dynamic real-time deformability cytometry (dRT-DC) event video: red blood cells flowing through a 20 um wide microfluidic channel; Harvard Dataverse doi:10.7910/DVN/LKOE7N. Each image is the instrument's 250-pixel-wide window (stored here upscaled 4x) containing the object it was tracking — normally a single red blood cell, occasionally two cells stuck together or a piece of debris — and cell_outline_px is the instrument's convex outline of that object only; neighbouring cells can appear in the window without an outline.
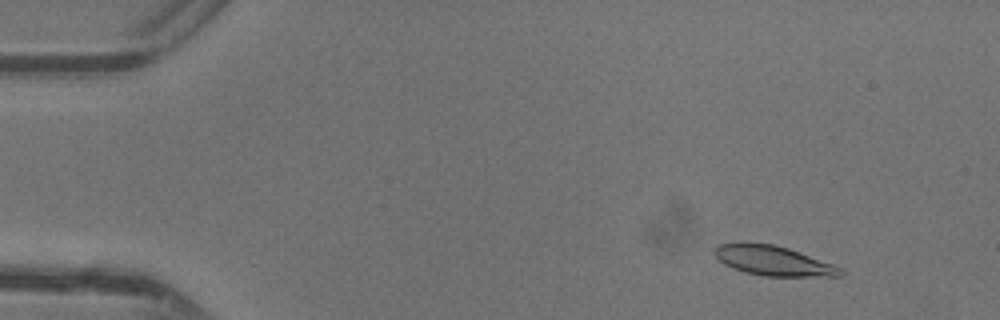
{"species": "common noctule bat (a hibernating species)", "species_latin": "Nyctalus noctula", "temperature_condition": "warm", "stored_images_in_passage": 47, "camera_frame_rate_fps": 3000, "um_per_image_px": 0.085, "animal": {"sex": "female"}, "frame": {"image": 1, "passage_image": 5, "time_ms": 1.333, "image_size_px": [1000, 320], "cell_outline_px": [[844, 272], [840, 276], [764, 276], [744, 272], [732, 268], [724, 264], [712, 252], [716, 244], [740, 240], [772, 244], [788, 248], [832, 264], [840, 268]], "centroid_in_image_um": [65.61, 22.12], "position_along_channel_um": 19.4, "area_um2": 22.14}}
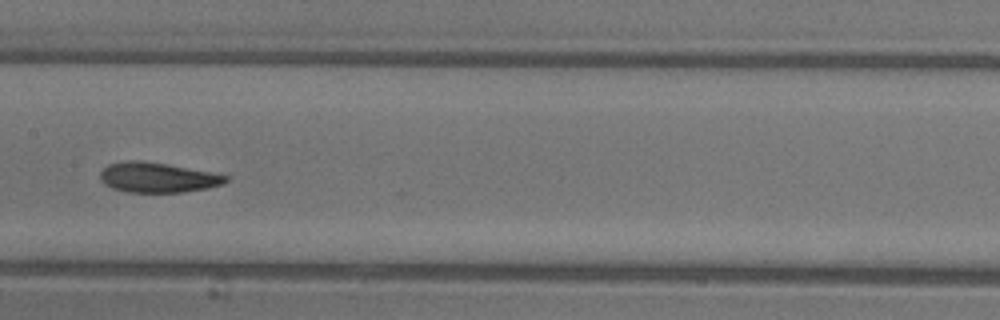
{"frame": {"image": 2, "passage_image": 24, "time_ms": 7.667, "image_size_px": [1000, 320], "cell_outline_px": [[228, 180], [224, 184], [204, 188], [180, 192], [128, 192], [112, 188], [104, 184], [100, 180], [100, 172], [108, 164], [128, 160], [140, 160], [168, 164], [212, 172], [228, 176]], "centroid_in_image_um": [13.37, 15.07], "position_along_channel_um": 194.0, "area_um2": 21.91}}
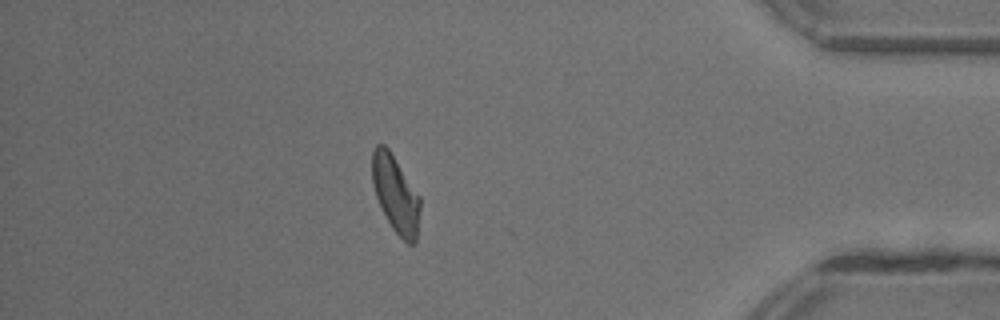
{"frame": {"image": 3, "passage_image": 41, "time_ms": 13.333, "image_size_px": [1000, 320], "cell_outline_px": [[420, 208], [416, 244], [408, 244], [392, 228], [376, 196], [372, 184], [372, 152], [376, 144], [384, 144], [388, 148], [420, 196]], "centroid_in_image_um": [33.63, 16.5], "position_along_channel_um": 401.6, "area_um2": 21.33}, "authors_computed_cell_mechanics": {"area_um2": 21.9062, "velocity_mm_per_s": 4.3852, "shape_relaxation_time_tau1_ms": 3.6189, "shape_relaxation_time_tau2_ms": 2.6942, "deformation_change_tau1": 0.1708, "deformation_change_tau2": 0.1095}}